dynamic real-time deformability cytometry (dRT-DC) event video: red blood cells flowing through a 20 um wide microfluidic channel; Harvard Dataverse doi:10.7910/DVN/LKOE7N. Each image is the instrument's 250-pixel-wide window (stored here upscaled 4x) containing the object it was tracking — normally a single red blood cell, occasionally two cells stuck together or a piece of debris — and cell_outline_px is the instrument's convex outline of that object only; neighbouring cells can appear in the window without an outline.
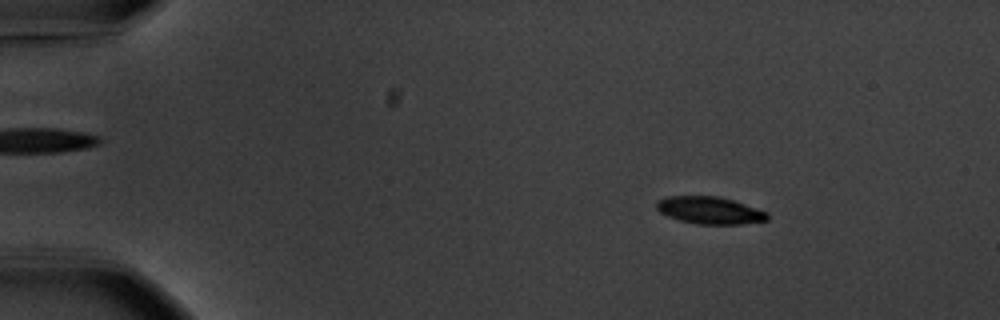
{"species": "common noctule bat (a hibernating species)", "species_latin": "Nyctalus noctula", "temperature_condition": "warm", "stored_images_in_passage": 53, "camera_frame_rate_fps": 3000, "um_per_image_px": 0.085, "animal": {"sex": "male", "body_mass_g": 20.1, "forearm_length_mm": 53.5}, "frame": {"image": 1, "passage_image": 6, "time_ms": 1.667, "image_size_px": [1000, 320], "cell_outline_px": [[768, 220], [740, 224], [700, 224], [680, 220], [668, 216], [660, 212], [656, 208], [656, 200], [668, 196], [720, 196], [768, 212]], "centroid_in_image_um": [60.31, 17.87], "position_along_channel_um": 24.7, "area_um2": 17.51}}
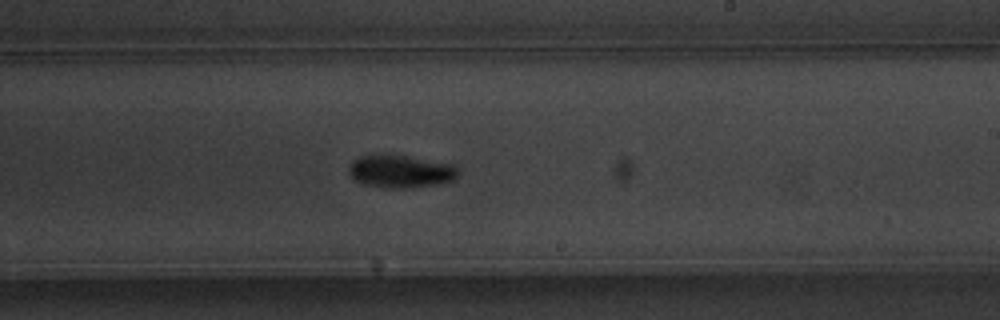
{"frame": {"image": 2, "passage_image": 32, "time_ms": 10.333, "image_size_px": [1000, 320], "cell_outline_px": [[456, 176], [452, 180], [440, 184], [412, 188], [384, 188], [364, 184], [356, 180], [348, 172], [348, 164], [352, 160], [360, 156], [404, 156], [452, 164], [456, 168]], "centroid_in_image_um": [34.01, 14.6], "position_along_channel_um": 255.0, "area_um2": 20.46}}
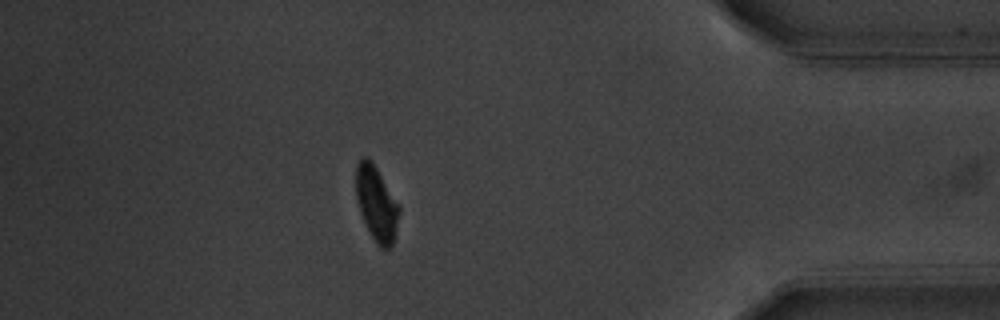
{"frame": {"image": 3, "passage_image": 47, "time_ms": 15.333, "image_size_px": [1000, 320], "cell_outline_px": [[400, 212], [392, 244], [388, 248], [380, 248], [376, 244], [360, 212], [356, 196], [356, 164], [360, 156], [368, 156], [372, 160], [400, 204]], "centroid_in_image_um": [32.0, 17.22], "position_along_channel_um": 403.2, "area_um2": 18.96}, "authors_computed_cell_mechanics": {"area_um2": 19.0162, "velocity_mm_per_s": 3.66, "shape_relaxation_time_tau1_ms": 2.9274, "shape_relaxation_time_tau2_ms": 4.9091, "deformation_change_tau1": 0.1507, "deformation_change_tau2": 0.083}}